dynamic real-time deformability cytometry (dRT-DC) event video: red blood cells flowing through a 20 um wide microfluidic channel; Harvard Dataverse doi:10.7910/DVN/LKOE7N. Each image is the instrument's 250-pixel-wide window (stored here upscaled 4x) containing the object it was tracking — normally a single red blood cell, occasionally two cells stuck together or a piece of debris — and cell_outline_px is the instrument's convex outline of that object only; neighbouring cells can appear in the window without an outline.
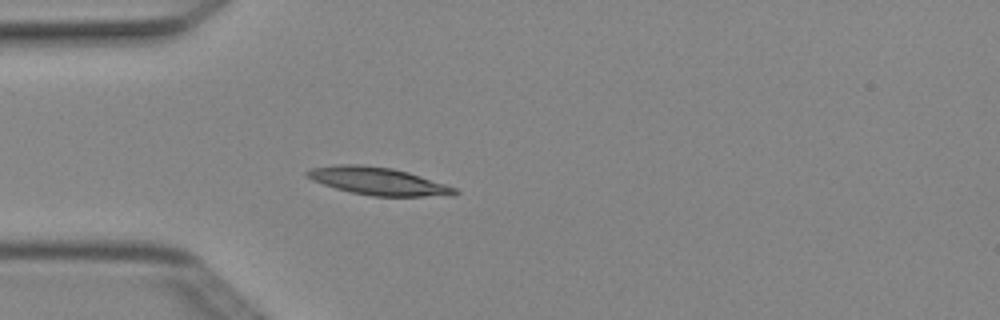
{"species": "Egyptian fruit bat (a non-hibernating species)", "species_latin": "Rousettus aegyptiacus", "temperature_condition": "cold", "stored_images_in_passage": 4, "camera_frame_rate_fps": 3000, "um_per_image_px": 0.085, "animal": {"sex": "female"}, "frame": {"image": 1, "passage_image": 4, "time_ms": 1.0, "image_size_px": [1000, 320], "cell_outline_px": [[460, 192], [452, 196], [372, 196], [352, 192], [336, 188], [312, 180], [304, 176], [304, 172], [312, 168], [336, 164], [360, 164], [392, 168], [408, 172], [456, 188]], "centroid_in_image_um": [32.12, 15.39], "position_along_channel_um": 52.9, "area_um2": 23.7}}